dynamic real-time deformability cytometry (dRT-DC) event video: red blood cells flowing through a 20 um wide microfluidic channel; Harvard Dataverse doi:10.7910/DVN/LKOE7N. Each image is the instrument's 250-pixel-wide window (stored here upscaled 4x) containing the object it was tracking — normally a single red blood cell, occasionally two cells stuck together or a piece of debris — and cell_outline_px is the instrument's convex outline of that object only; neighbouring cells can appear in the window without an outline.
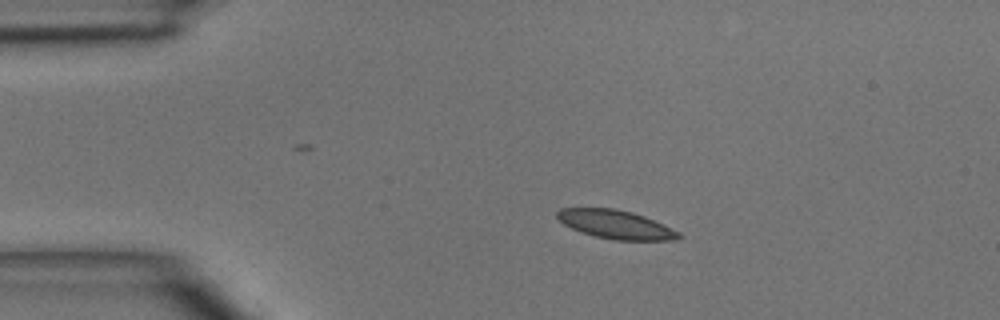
{"species": "common noctule bat (a hibernating species)", "species_latin": "Nyctalus noctula", "temperature_condition": "room temperature", "stored_images_in_passage": 39, "camera_frame_rate_fps": 3000, "um_per_image_px": 0.085, "animal": {"sex": "male", "body_mass_g": 15.6}, "frame": {"image": 1, "passage_image": 1, "time_ms": 0.0, "image_size_px": [1000, 320], "cell_outline_px": [[684, 236], [676, 240], [616, 240], [596, 236], [580, 232], [564, 224], [556, 216], [556, 212], [560, 208], [612, 208], [632, 212], [644, 216], [664, 224], [680, 232]], "centroid_in_image_um": [52.37, 19.08], "position_along_channel_um": 32.6, "area_um2": 20.29}}
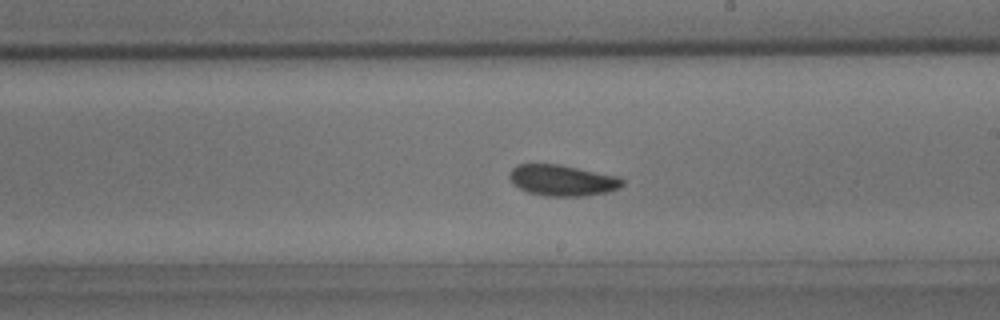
{"frame": {"image": 2, "passage_image": 19, "time_ms": 6.0, "image_size_px": [1000, 320], "cell_outline_px": [[624, 184], [620, 188], [608, 192], [584, 196], [544, 196], [528, 192], [512, 184], [508, 176], [512, 168], [516, 164], [560, 164], [620, 176], [624, 180]], "centroid_in_image_um": [47.82, 15.32], "position_along_channel_um": 241.2, "area_um2": 20.75}}
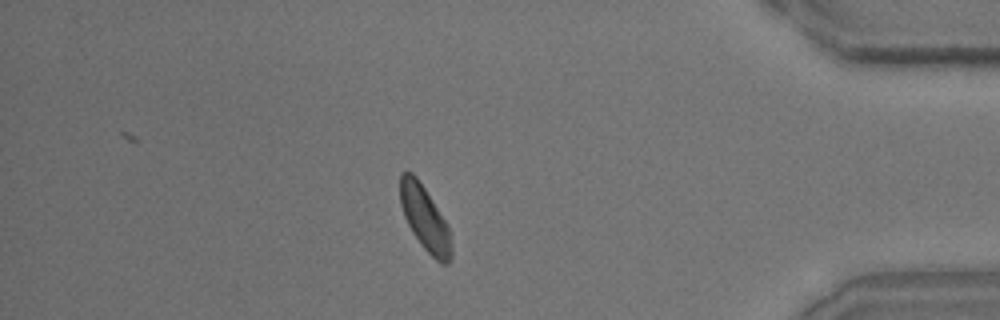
{"frame": {"image": 3, "passage_image": 33, "time_ms": 10.667, "image_size_px": [1000, 320], "cell_outline_px": [[452, 256], [448, 264], [440, 264], [420, 244], [412, 232], [404, 216], [400, 204], [400, 172], [412, 172], [416, 176], [448, 224], [452, 248]], "centroid_in_image_um": [36.12, 18.59], "position_along_channel_um": 399.1, "area_um2": 19.25}}